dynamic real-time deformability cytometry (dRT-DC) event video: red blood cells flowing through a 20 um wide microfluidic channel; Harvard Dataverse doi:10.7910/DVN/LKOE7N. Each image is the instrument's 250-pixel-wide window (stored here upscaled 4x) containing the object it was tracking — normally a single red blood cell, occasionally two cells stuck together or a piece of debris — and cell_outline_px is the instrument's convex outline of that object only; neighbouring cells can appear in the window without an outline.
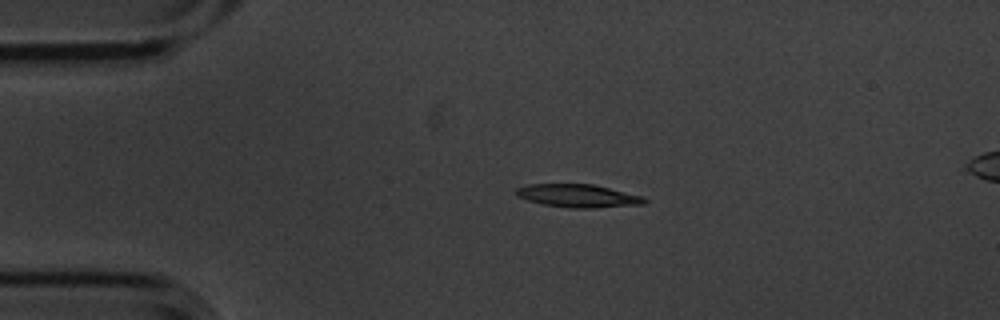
{"species": "common noctule bat (a hibernating species)", "species_latin": "Nyctalus noctula", "temperature_condition": "cold", "stored_images_in_passage": 3, "segment_of_instrument_passage": [1, 2], "camera_frame_rate_fps": 3000, "um_per_image_px": 0.085, "animal": {"sex": "male", "body_mass_g": 20.1, "forearm_length_mm": 53.5}, "frame": {"image": 1, "passage_image": 1, "time_ms": 0.0, "image_size_px": [1000, 320], "cell_outline_px": [[648, 200], [644, 204], [596, 208], [568, 208], [544, 204], [528, 200], [516, 196], [516, 188], [528, 184], [592, 184], [644, 196]], "centroid_in_image_um": [49.16, 16.65], "position_along_channel_um": 35.8, "area_um2": 17.28}}